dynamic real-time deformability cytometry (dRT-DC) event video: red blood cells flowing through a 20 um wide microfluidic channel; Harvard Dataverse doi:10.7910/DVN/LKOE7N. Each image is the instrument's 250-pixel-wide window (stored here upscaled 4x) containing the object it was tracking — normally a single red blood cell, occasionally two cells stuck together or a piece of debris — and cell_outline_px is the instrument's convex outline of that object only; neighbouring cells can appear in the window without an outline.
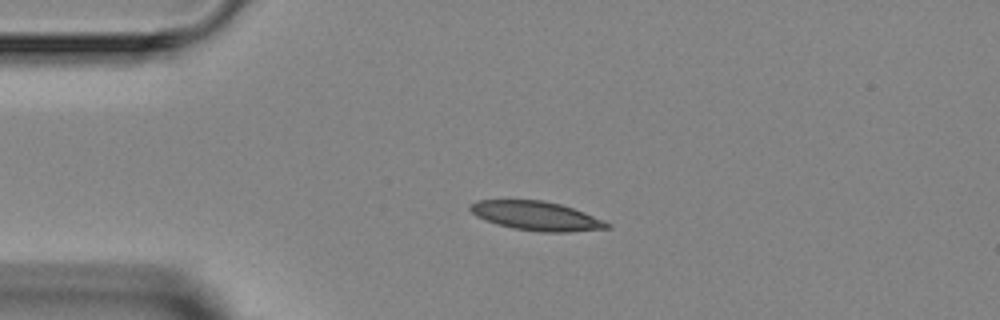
{"species": "Egyptian fruit bat (a non-hibernating species)", "species_latin": "Rousettus aegyptiacus", "temperature_condition": "room temperature", "stored_images_in_passage": 3, "camera_frame_rate_fps": 3000, "um_per_image_px": 0.085, "animal": {"sex": "female"}, "frame": {"image": 1, "passage_image": 2, "time_ms": 1.333, "image_size_px": [1000, 320], "cell_outline_px": [[612, 228], [568, 232], [540, 232], [512, 228], [476, 216], [468, 208], [468, 204], [476, 200], [544, 200], [560, 204], [584, 212], [604, 220], [612, 224]], "centroid_in_image_um": [45.62, 18.35], "position_along_channel_um": 39.4, "area_um2": 23.18}}